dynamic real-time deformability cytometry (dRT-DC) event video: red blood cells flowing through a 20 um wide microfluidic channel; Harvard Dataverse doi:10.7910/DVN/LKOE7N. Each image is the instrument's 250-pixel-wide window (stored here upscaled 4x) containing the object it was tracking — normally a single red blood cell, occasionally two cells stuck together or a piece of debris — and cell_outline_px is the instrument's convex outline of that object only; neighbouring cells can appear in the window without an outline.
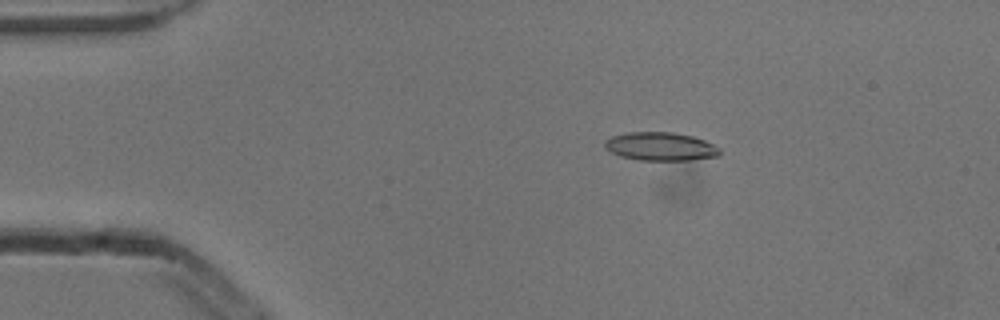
{"species": "common noctule bat (a hibernating species)", "species_latin": "Nyctalus noctula", "temperature_condition": "cold", "stored_images_in_passage": 53, "camera_frame_rate_fps": 3000, "um_per_image_px": 0.085, "animal": {"sex": "male", "body_mass_g": 13.3}, "frame": {"image": 1, "passage_image": 10, "time_ms": 3.0, "image_size_px": [1000, 320], "cell_outline_px": [[720, 156], [688, 160], [640, 160], [620, 156], [608, 152], [604, 148], [604, 140], [612, 136], [628, 132], [672, 132], [692, 136], [704, 140], [720, 148]], "centroid_in_image_um": [56.1, 12.45], "position_along_channel_um": 28.9, "area_um2": 19.13}}
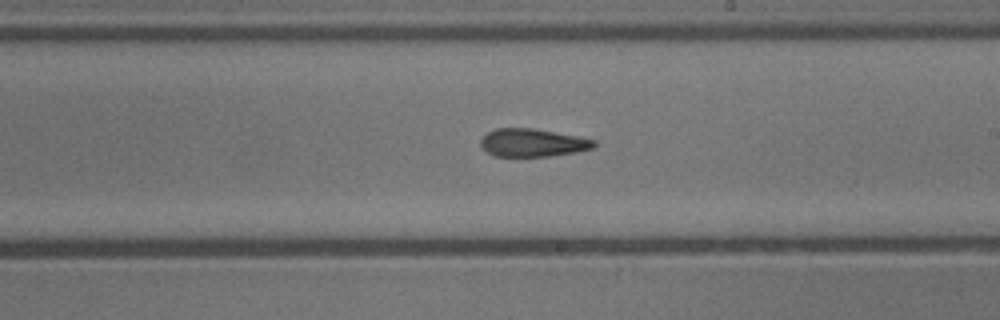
{"frame": {"image": 2, "passage_image": 31, "time_ms": 10.0, "image_size_px": [1000, 320], "cell_outline_px": [[596, 144], [592, 148], [576, 152], [552, 156], [496, 156], [488, 152], [480, 144], [480, 140], [488, 132], [496, 128], [532, 128], [576, 136], [596, 140]], "centroid_in_image_um": [45.28, 12.13], "position_along_channel_um": 243.7, "area_um2": 18.26}}
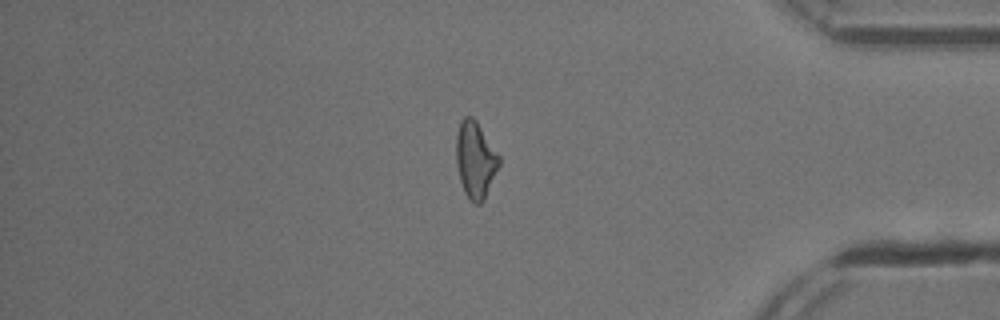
{"frame": {"image": 3, "passage_image": 45, "time_ms": 14.667, "image_size_px": [1000, 320], "cell_outline_px": [[500, 164], [484, 200], [480, 204], [472, 204], [464, 192], [460, 180], [456, 164], [456, 132], [460, 120], [464, 116], [472, 116], [476, 120], [500, 156]], "centroid_in_image_um": [40.39, 13.58], "position_along_channel_um": 394.8, "area_um2": 19.36}}